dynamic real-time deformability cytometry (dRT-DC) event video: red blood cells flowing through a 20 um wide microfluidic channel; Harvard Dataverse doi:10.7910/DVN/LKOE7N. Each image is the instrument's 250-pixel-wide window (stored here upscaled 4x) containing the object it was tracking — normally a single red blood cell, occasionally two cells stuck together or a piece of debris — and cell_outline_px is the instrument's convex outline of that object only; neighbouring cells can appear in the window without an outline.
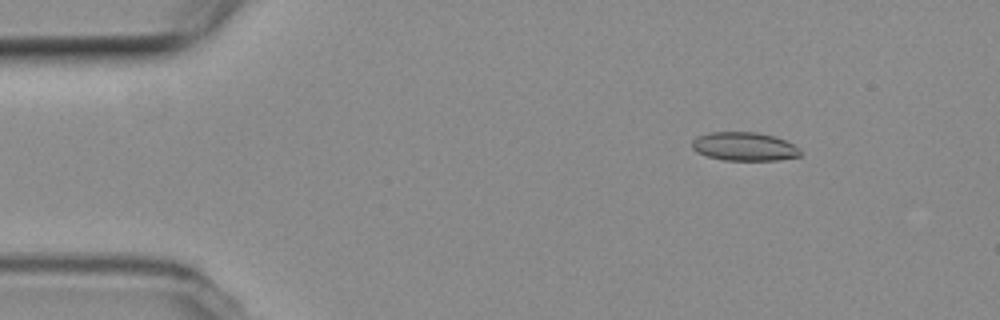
{"species": "common noctule bat (a hibernating species)", "species_latin": "Nyctalus noctula", "temperature_condition": "room temperature", "stored_images_in_passage": 55, "camera_frame_rate_fps": 3000, "um_per_image_px": 0.085, "animal": {"sex": "female", "body_mass_g": 19.3, "forearm_length_mm": 54.1}, "frame": {"image": 1, "passage_image": 7, "time_ms": 2.0, "image_size_px": [1000, 320], "cell_outline_px": [[804, 152], [800, 156], [776, 160], [724, 160], [708, 156], [696, 152], [692, 148], [692, 140], [696, 136], [712, 132], [756, 132], [776, 136], [800, 148]], "centroid_in_image_um": [63.28, 12.45], "position_along_channel_um": 21.7, "area_um2": 18.15}}
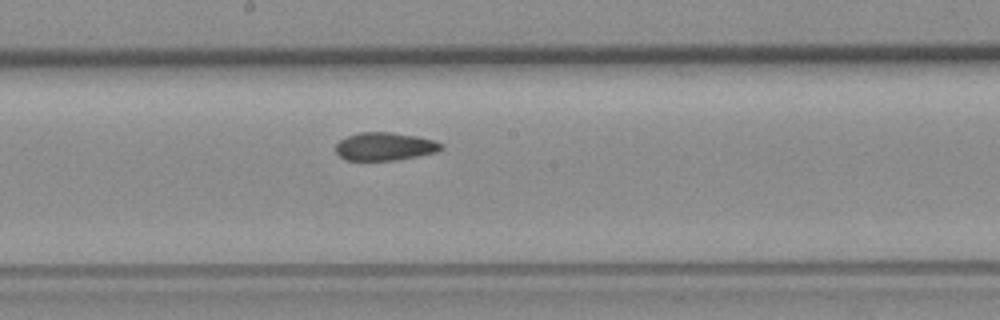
{"frame": {"image": 2, "passage_image": 29, "time_ms": 9.333, "image_size_px": [1000, 320], "cell_outline_px": [[444, 148], [436, 152], [396, 160], [348, 160], [340, 156], [336, 152], [336, 144], [340, 140], [348, 136], [360, 132], [392, 132], [416, 136], [432, 140], [444, 144]], "centroid_in_image_um": [32.72, 12.44], "position_along_channel_um": 215.5, "area_um2": 17.11}}
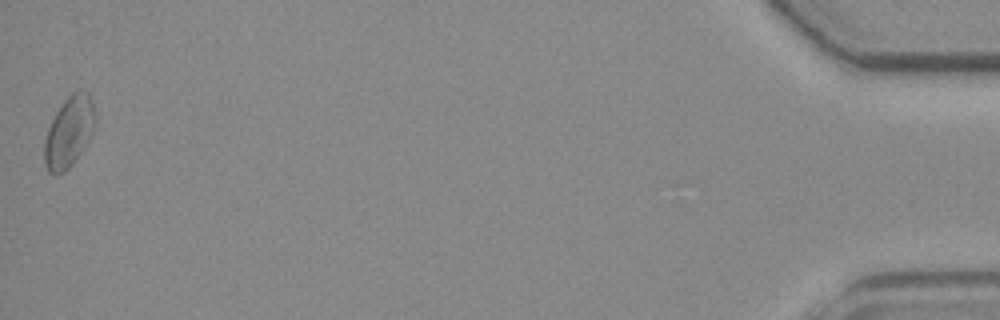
{"frame": {"image": 3, "passage_image": 55, "time_ms": 18.0, "image_size_px": [1000, 320], "cell_outline_px": [[96, 124], [92, 136], [72, 164], [64, 172], [56, 176], [48, 172], [44, 164], [44, 140], [48, 128], [56, 112], [64, 100], [72, 92], [88, 92], [92, 100], [96, 116]], "centroid_in_image_um": [5.87, 11.24], "position_along_channel_um": 429.3, "area_um2": 21.1}, "authors_computed_cell_mechanics": {"area_um2": 18.1492, "velocity_mm_per_s": 3.6744, "shape_relaxation_time_tau1_ms": null, "shape_relaxation_time_tau2_ms": 2.1648, "deformation_change_tau1": null, "deformation_change_tau2": 0.0666}}